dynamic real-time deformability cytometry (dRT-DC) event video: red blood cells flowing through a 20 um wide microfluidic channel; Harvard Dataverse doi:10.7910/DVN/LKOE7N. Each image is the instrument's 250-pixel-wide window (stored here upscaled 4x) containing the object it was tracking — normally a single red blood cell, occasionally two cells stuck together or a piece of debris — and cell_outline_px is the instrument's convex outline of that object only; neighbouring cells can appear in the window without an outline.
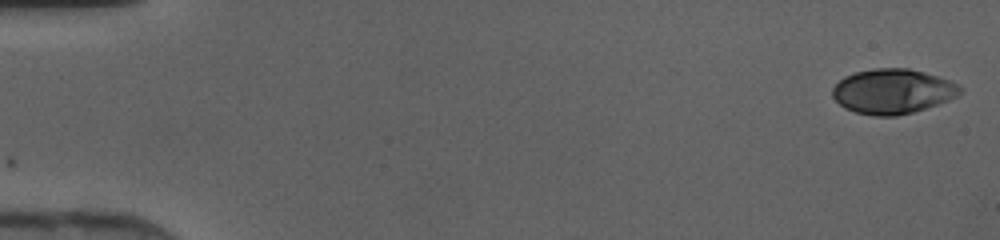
{"species": "human", "species_latin": "Homo sapiens", "temperature_condition": "cold", "stored_images_in_passage": 45, "camera_frame_rate_fps": 3000, "um_per_image_px": 0.085, "donor": {"sex": "female"}, "frame": {"image": 1, "passage_image": 1, "time_ms": 0.0, "image_size_px": [1000, 240], "cell_outline_px": [[964, 88], [956, 96], [948, 100], [912, 112], [896, 116], [872, 116], [856, 112], [844, 108], [832, 96], [832, 88], [844, 76], [856, 72], [876, 68], [908, 68], [924, 72], [952, 80], [960, 84]], "centroid_in_image_um": [75.89, 7.76], "position_along_channel_um": 9.1, "area_um2": 33.35}}
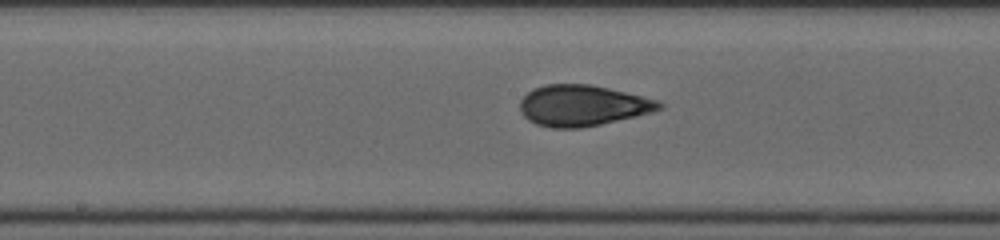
{"frame": {"image": 2, "passage_image": 24, "time_ms": 7.667, "image_size_px": [1000, 240], "cell_outline_px": [[664, 108], [652, 112], [636, 116], [600, 124], [580, 128], [552, 128], [536, 124], [528, 120], [520, 112], [520, 100], [532, 88], [544, 84], [592, 84], [660, 100], [664, 104]], "centroid_in_image_um": [49.52, 8.96], "position_along_channel_um": 198.7, "area_um2": 33.47}}
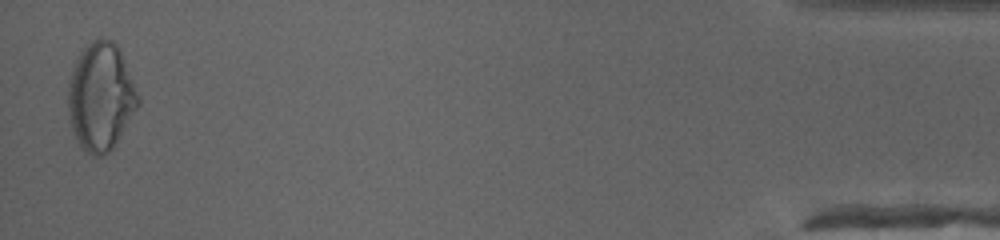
{"frame": {"image": 3, "passage_image": 45, "time_ms": 14.667, "image_size_px": [1000, 240], "cell_outline_px": [[140, 104], [120, 136], [112, 148], [108, 152], [100, 156], [92, 156], [84, 152], [80, 148], [68, 120], [68, 80], [76, 60], [80, 52], [92, 40], [112, 40], [120, 48], [140, 96]], "centroid_in_image_um": [8.56, 8.25], "position_along_channel_um": 426.6, "area_um2": 44.27}}